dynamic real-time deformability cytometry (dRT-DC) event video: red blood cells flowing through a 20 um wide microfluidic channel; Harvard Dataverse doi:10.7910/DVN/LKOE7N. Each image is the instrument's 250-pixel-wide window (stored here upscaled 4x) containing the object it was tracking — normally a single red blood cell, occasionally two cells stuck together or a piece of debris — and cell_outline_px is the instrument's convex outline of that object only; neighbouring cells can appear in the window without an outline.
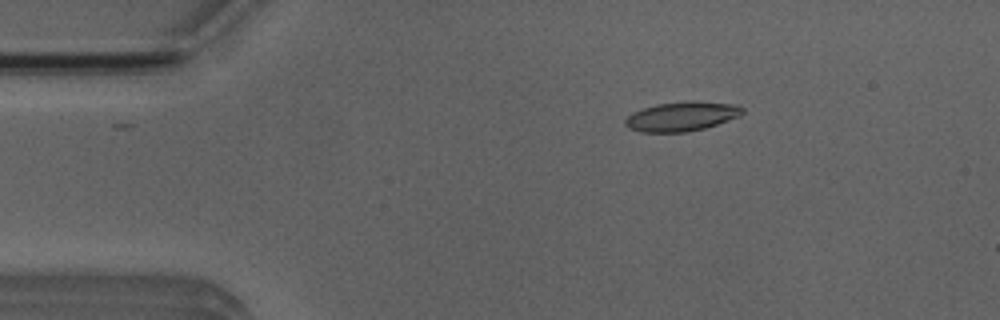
{"species": "Egyptian fruit bat (a non-hibernating species)", "species_latin": "Rousettus aegyptiacus", "temperature_condition": "room temperature", "stored_images_in_passage": 3, "camera_frame_rate_fps": 3000, "um_per_image_px": 0.085, "animal": {"sex": "male"}, "frame": {"image": 1, "passage_image": 2, "time_ms": 1.0, "image_size_px": [1000, 320], "cell_outline_px": [[744, 112], [740, 116], [704, 128], [688, 132], [640, 132], [628, 128], [624, 124], [624, 120], [632, 112], [656, 104], [692, 100], [696, 100], [736, 104], [744, 108]], "centroid_in_image_um": [57.95, 9.88], "position_along_channel_um": 27.1, "area_um2": 20.29}}